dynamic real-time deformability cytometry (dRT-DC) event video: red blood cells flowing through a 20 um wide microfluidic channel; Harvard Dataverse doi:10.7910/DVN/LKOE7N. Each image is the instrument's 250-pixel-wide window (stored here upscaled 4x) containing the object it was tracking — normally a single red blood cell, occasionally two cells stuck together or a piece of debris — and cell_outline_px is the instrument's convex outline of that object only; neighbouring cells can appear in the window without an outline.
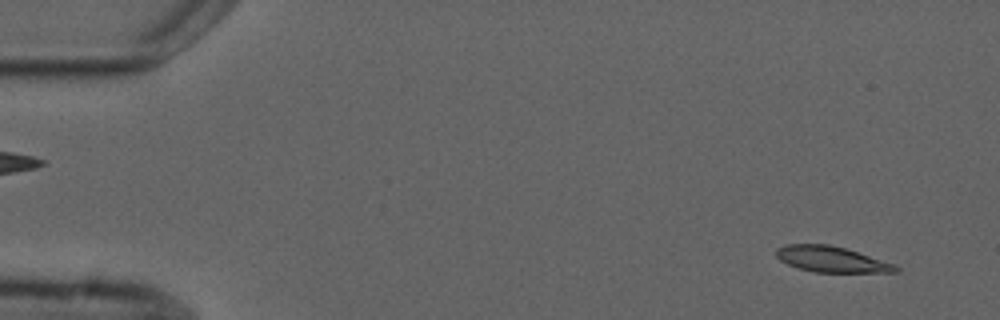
{"species": "common noctule bat (a hibernating species)", "species_latin": "Nyctalus noctula", "temperature_condition": "cold", "stored_images_in_passage": 6, "camera_frame_rate_fps": 3000, "um_per_image_px": 0.085, "animal": {"sex": "male", "forearm_length_mm": 52.5}, "frame": {"image": 1, "passage_image": 2, "time_ms": 1.0, "image_size_px": [1000, 320], "cell_outline_px": [[900, 272], [816, 272], [800, 268], [788, 264], [780, 260], [776, 256], [776, 248], [784, 244], [828, 244], [844, 248], [896, 264], [900, 268]], "centroid_in_image_um": [70.68, 22.03], "position_along_channel_um": 14.3, "area_um2": 17.86}}
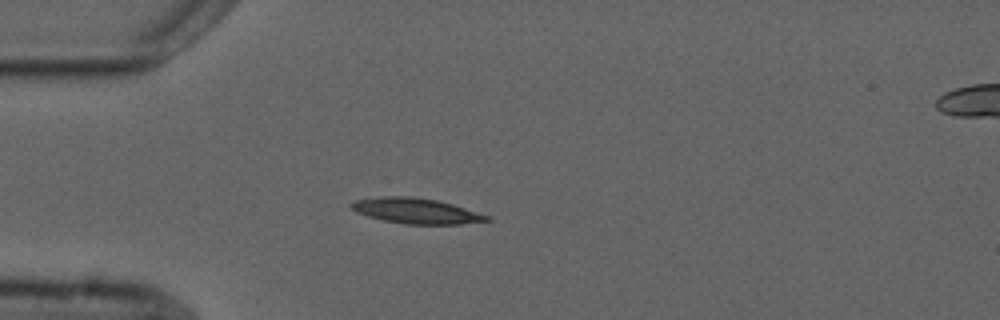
{"frame": {"image": 2, "passage_image": 5, "time_ms": 4.667, "image_size_px": [1000, 320], "cell_outline_px": [[492, 220], [460, 224], [404, 224], [384, 220], [368, 216], [356, 212], [348, 204], [356, 200], [380, 196], [412, 196], [436, 200], [452, 204], [492, 216]], "centroid_in_image_um": [35.39, 17.92], "position_along_channel_um": 49.6, "area_um2": 20.11}}